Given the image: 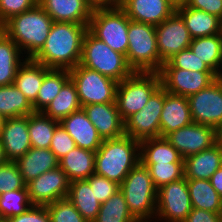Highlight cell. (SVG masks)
<instances>
[{
	"label": "cell",
	"mask_w": 222,
	"mask_h": 222,
	"mask_svg": "<svg viewBox=\"0 0 222 222\" xmlns=\"http://www.w3.org/2000/svg\"><path fill=\"white\" fill-rule=\"evenodd\" d=\"M221 166L222 145L217 142L212 147L184 159V177L210 180L213 173Z\"/></svg>",
	"instance_id": "23"
},
{
	"label": "cell",
	"mask_w": 222,
	"mask_h": 222,
	"mask_svg": "<svg viewBox=\"0 0 222 222\" xmlns=\"http://www.w3.org/2000/svg\"><path fill=\"white\" fill-rule=\"evenodd\" d=\"M5 157L8 161H16L30 148L28 133V116L6 118L0 133Z\"/></svg>",
	"instance_id": "20"
},
{
	"label": "cell",
	"mask_w": 222,
	"mask_h": 222,
	"mask_svg": "<svg viewBox=\"0 0 222 222\" xmlns=\"http://www.w3.org/2000/svg\"><path fill=\"white\" fill-rule=\"evenodd\" d=\"M189 48L218 77H222V33L192 39Z\"/></svg>",
	"instance_id": "31"
},
{
	"label": "cell",
	"mask_w": 222,
	"mask_h": 222,
	"mask_svg": "<svg viewBox=\"0 0 222 222\" xmlns=\"http://www.w3.org/2000/svg\"><path fill=\"white\" fill-rule=\"evenodd\" d=\"M59 123L74 139L76 147L96 152L102 145L103 139L99 136L93 123L88 119L83 108L71 113Z\"/></svg>",
	"instance_id": "21"
},
{
	"label": "cell",
	"mask_w": 222,
	"mask_h": 222,
	"mask_svg": "<svg viewBox=\"0 0 222 222\" xmlns=\"http://www.w3.org/2000/svg\"><path fill=\"white\" fill-rule=\"evenodd\" d=\"M190 105L187 97L173 95L164 90V104L160 116V137L191 124Z\"/></svg>",
	"instance_id": "22"
},
{
	"label": "cell",
	"mask_w": 222,
	"mask_h": 222,
	"mask_svg": "<svg viewBox=\"0 0 222 222\" xmlns=\"http://www.w3.org/2000/svg\"><path fill=\"white\" fill-rule=\"evenodd\" d=\"M25 183H29L39 175L59 167V159L50 149L31 147L16 161Z\"/></svg>",
	"instance_id": "24"
},
{
	"label": "cell",
	"mask_w": 222,
	"mask_h": 222,
	"mask_svg": "<svg viewBox=\"0 0 222 222\" xmlns=\"http://www.w3.org/2000/svg\"><path fill=\"white\" fill-rule=\"evenodd\" d=\"M67 198L87 222H93L96 219L101 203L96 199L86 180L70 182Z\"/></svg>",
	"instance_id": "30"
},
{
	"label": "cell",
	"mask_w": 222,
	"mask_h": 222,
	"mask_svg": "<svg viewBox=\"0 0 222 222\" xmlns=\"http://www.w3.org/2000/svg\"><path fill=\"white\" fill-rule=\"evenodd\" d=\"M164 104V88L160 86L146 105L125 121V135L142 141L160 137V116Z\"/></svg>",
	"instance_id": "11"
},
{
	"label": "cell",
	"mask_w": 222,
	"mask_h": 222,
	"mask_svg": "<svg viewBox=\"0 0 222 222\" xmlns=\"http://www.w3.org/2000/svg\"><path fill=\"white\" fill-rule=\"evenodd\" d=\"M70 79L68 69L50 68L44 76L37 99L32 104L35 112H43L50 102L59 94L62 86Z\"/></svg>",
	"instance_id": "34"
},
{
	"label": "cell",
	"mask_w": 222,
	"mask_h": 222,
	"mask_svg": "<svg viewBox=\"0 0 222 222\" xmlns=\"http://www.w3.org/2000/svg\"><path fill=\"white\" fill-rule=\"evenodd\" d=\"M192 121L219 130L222 126V77L188 97Z\"/></svg>",
	"instance_id": "12"
},
{
	"label": "cell",
	"mask_w": 222,
	"mask_h": 222,
	"mask_svg": "<svg viewBox=\"0 0 222 222\" xmlns=\"http://www.w3.org/2000/svg\"><path fill=\"white\" fill-rule=\"evenodd\" d=\"M192 208L213 213H222V198L211 185L210 180L187 179Z\"/></svg>",
	"instance_id": "32"
},
{
	"label": "cell",
	"mask_w": 222,
	"mask_h": 222,
	"mask_svg": "<svg viewBox=\"0 0 222 222\" xmlns=\"http://www.w3.org/2000/svg\"><path fill=\"white\" fill-rule=\"evenodd\" d=\"M31 206L27 187L0 194V218L2 221L25 213Z\"/></svg>",
	"instance_id": "38"
},
{
	"label": "cell",
	"mask_w": 222,
	"mask_h": 222,
	"mask_svg": "<svg viewBox=\"0 0 222 222\" xmlns=\"http://www.w3.org/2000/svg\"><path fill=\"white\" fill-rule=\"evenodd\" d=\"M134 219L128 209L123 193L118 190L100 205L98 215L93 222H131Z\"/></svg>",
	"instance_id": "37"
},
{
	"label": "cell",
	"mask_w": 222,
	"mask_h": 222,
	"mask_svg": "<svg viewBox=\"0 0 222 222\" xmlns=\"http://www.w3.org/2000/svg\"><path fill=\"white\" fill-rule=\"evenodd\" d=\"M165 138L185 159L187 156L204 151L216 144L218 142V130L192 122L170 132Z\"/></svg>",
	"instance_id": "15"
},
{
	"label": "cell",
	"mask_w": 222,
	"mask_h": 222,
	"mask_svg": "<svg viewBox=\"0 0 222 222\" xmlns=\"http://www.w3.org/2000/svg\"><path fill=\"white\" fill-rule=\"evenodd\" d=\"M77 88L80 105L115 102L118 82L78 64L69 70Z\"/></svg>",
	"instance_id": "9"
},
{
	"label": "cell",
	"mask_w": 222,
	"mask_h": 222,
	"mask_svg": "<svg viewBox=\"0 0 222 222\" xmlns=\"http://www.w3.org/2000/svg\"><path fill=\"white\" fill-rule=\"evenodd\" d=\"M218 142L222 145V126L218 130Z\"/></svg>",
	"instance_id": "55"
},
{
	"label": "cell",
	"mask_w": 222,
	"mask_h": 222,
	"mask_svg": "<svg viewBox=\"0 0 222 222\" xmlns=\"http://www.w3.org/2000/svg\"><path fill=\"white\" fill-rule=\"evenodd\" d=\"M211 185L222 198V166L217 169L210 178Z\"/></svg>",
	"instance_id": "49"
},
{
	"label": "cell",
	"mask_w": 222,
	"mask_h": 222,
	"mask_svg": "<svg viewBox=\"0 0 222 222\" xmlns=\"http://www.w3.org/2000/svg\"><path fill=\"white\" fill-rule=\"evenodd\" d=\"M49 69L32 58H26L19 66L13 84L24 94L31 104L36 101L45 73Z\"/></svg>",
	"instance_id": "26"
},
{
	"label": "cell",
	"mask_w": 222,
	"mask_h": 222,
	"mask_svg": "<svg viewBox=\"0 0 222 222\" xmlns=\"http://www.w3.org/2000/svg\"><path fill=\"white\" fill-rule=\"evenodd\" d=\"M187 7L205 11L222 20V0H186Z\"/></svg>",
	"instance_id": "47"
},
{
	"label": "cell",
	"mask_w": 222,
	"mask_h": 222,
	"mask_svg": "<svg viewBox=\"0 0 222 222\" xmlns=\"http://www.w3.org/2000/svg\"><path fill=\"white\" fill-rule=\"evenodd\" d=\"M169 1L177 7L183 5L186 0H169Z\"/></svg>",
	"instance_id": "53"
},
{
	"label": "cell",
	"mask_w": 222,
	"mask_h": 222,
	"mask_svg": "<svg viewBox=\"0 0 222 222\" xmlns=\"http://www.w3.org/2000/svg\"><path fill=\"white\" fill-rule=\"evenodd\" d=\"M96 152L75 147L61 159L59 167L66 173L70 182L86 180L95 172Z\"/></svg>",
	"instance_id": "27"
},
{
	"label": "cell",
	"mask_w": 222,
	"mask_h": 222,
	"mask_svg": "<svg viewBox=\"0 0 222 222\" xmlns=\"http://www.w3.org/2000/svg\"><path fill=\"white\" fill-rule=\"evenodd\" d=\"M157 49L159 52V71L164 63L176 53L189 48L192 37L182 17L175 11L170 17L155 26Z\"/></svg>",
	"instance_id": "13"
},
{
	"label": "cell",
	"mask_w": 222,
	"mask_h": 222,
	"mask_svg": "<svg viewBox=\"0 0 222 222\" xmlns=\"http://www.w3.org/2000/svg\"><path fill=\"white\" fill-rule=\"evenodd\" d=\"M89 24L53 22L42 49L32 58L48 68L68 69L80 64Z\"/></svg>",
	"instance_id": "1"
},
{
	"label": "cell",
	"mask_w": 222,
	"mask_h": 222,
	"mask_svg": "<svg viewBox=\"0 0 222 222\" xmlns=\"http://www.w3.org/2000/svg\"><path fill=\"white\" fill-rule=\"evenodd\" d=\"M161 68H180L189 71L213 72L206 63L193 54L190 48L176 53L169 61L164 63Z\"/></svg>",
	"instance_id": "41"
},
{
	"label": "cell",
	"mask_w": 222,
	"mask_h": 222,
	"mask_svg": "<svg viewBox=\"0 0 222 222\" xmlns=\"http://www.w3.org/2000/svg\"><path fill=\"white\" fill-rule=\"evenodd\" d=\"M80 65L96 70L117 82H121L133 73L123 54L112 50L89 30L83 39Z\"/></svg>",
	"instance_id": "6"
},
{
	"label": "cell",
	"mask_w": 222,
	"mask_h": 222,
	"mask_svg": "<svg viewBox=\"0 0 222 222\" xmlns=\"http://www.w3.org/2000/svg\"><path fill=\"white\" fill-rule=\"evenodd\" d=\"M59 121L51 119L42 112H34L28 115V133L31 147L50 149L53 137Z\"/></svg>",
	"instance_id": "36"
},
{
	"label": "cell",
	"mask_w": 222,
	"mask_h": 222,
	"mask_svg": "<svg viewBox=\"0 0 222 222\" xmlns=\"http://www.w3.org/2000/svg\"><path fill=\"white\" fill-rule=\"evenodd\" d=\"M6 118L0 114V133L3 129L4 123H5Z\"/></svg>",
	"instance_id": "54"
},
{
	"label": "cell",
	"mask_w": 222,
	"mask_h": 222,
	"mask_svg": "<svg viewBox=\"0 0 222 222\" xmlns=\"http://www.w3.org/2000/svg\"><path fill=\"white\" fill-rule=\"evenodd\" d=\"M82 108L103 140L125 135V122L115 102L90 104Z\"/></svg>",
	"instance_id": "17"
},
{
	"label": "cell",
	"mask_w": 222,
	"mask_h": 222,
	"mask_svg": "<svg viewBox=\"0 0 222 222\" xmlns=\"http://www.w3.org/2000/svg\"><path fill=\"white\" fill-rule=\"evenodd\" d=\"M38 0H0V26L12 16L32 9Z\"/></svg>",
	"instance_id": "44"
},
{
	"label": "cell",
	"mask_w": 222,
	"mask_h": 222,
	"mask_svg": "<svg viewBox=\"0 0 222 222\" xmlns=\"http://www.w3.org/2000/svg\"><path fill=\"white\" fill-rule=\"evenodd\" d=\"M86 181L90 184L96 199L102 204L107 201L112 195L120 190V185L110 181L104 176L97 174L90 175Z\"/></svg>",
	"instance_id": "43"
},
{
	"label": "cell",
	"mask_w": 222,
	"mask_h": 222,
	"mask_svg": "<svg viewBox=\"0 0 222 222\" xmlns=\"http://www.w3.org/2000/svg\"><path fill=\"white\" fill-rule=\"evenodd\" d=\"M119 7L132 21L159 25L175 11L169 0H124Z\"/></svg>",
	"instance_id": "18"
},
{
	"label": "cell",
	"mask_w": 222,
	"mask_h": 222,
	"mask_svg": "<svg viewBox=\"0 0 222 222\" xmlns=\"http://www.w3.org/2000/svg\"><path fill=\"white\" fill-rule=\"evenodd\" d=\"M30 101L14 85L0 86V114L5 118L28 116L34 113Z\"/></svg>",
	"instance_id": "35"
},
{
	"label": "cell",
	"mask_w": 222,
	"mask_h": 222,
	"mask_svg": "<svg viewBox=\"0 0 222 222\" xmlns=\"http://www.w3.org/2000/svg\"><path fill=\"white\" fill-rule=\"evenodd\" d=\"M126 61L133 72H159L155 26L130 20Z\"/></svg>",
	"instance_id": "7"
},
{
	"label": "cell",
	"mask_w": 222,
	"mask_h": 222,
	"mask_svg": "<svg viewBox=\"0 0 222 222\" xmlns=\"http://www.w3.org/2000/svg\"><path fill=\"white\" fill-rule=\"evenodd\" d=\"M76 147L74 139L68 132L59 124L53 134L50 144V150L58 159H61L72 149Z\"/></svg>",
	"instance_id": "45"
},
{
	"label": "cell",
	"mask_w": 222,
	"mask_h": 222,
	"mask_svg": "<svg viewBox=\"0 0 222 222\" xmlns=\"http://www.w3.org/2000/svg\"><path fill=\"white\" fill-rule=\"evenodd\" d=\"M161 86L167 93L189 97L207 88L218 76L214 72L189 71L180 68H161Z\"/></svg>",
	"instance_id": "14"
},
{
	"label": "cell",
	"mask_w": 222,
	"mask_h": 222,
	"mask_svg": "<svg viewBox=\"0 0 222 222\" xmlns=\"http://www.w3.org/2000/svg\"><path fill=\"white\" fill-rule=\"evenodd\" d=\"M94 5L97 6V0H92Z\"/></svg>",
	"instance_id": "56"
},
{
	"label": "cell",
	"mask_w": 222,
	"mask_h": 222,
	"mask_svg": "<svg viewBox=\"0 0 222 222\" xmlns=\"http://www.w3.org/2000/svg\"><path fill=\"white\" fill-rule=\"evenodd\" d=\"M148 168L154 187H160L184 178V163H142Z\"/></svg>",
	"instance_id": "39"
},
{
	"label": "cell",
	"mask_w": 222,
	"mask_h": 222,
	"mask_svg": "<svg viewBox=\"0 0 222 222\" xmlns=\"http://www.w3.org/2000/svg\"><path fill=\"white\" fill-rule=\"evenodd\" d=\"M139 162L140 141L128 135L107 139L96 151L94 173L121 185Z\"/></svg>",
	"instance_id": "3"
},
{
	"label": "cell",
	"mask_w": 222,
	"mask_h": 222,
	"mask_svg": "<svg viewBox=\"0 0 222 222\" xmlns=\"http://www.w3.org/2000/svg\"><path fill=\"white\" fill-rule=\"evenodd\" d=\"M22 57L18 45L0 29V86L13 84L19 66L26 60Z\"/></svg>",
	"instance_id": "28"
},
{
	"label": "cell",
	"mask_w": 222,
	"mask_h": 222,
	"mask_svg": "<svg viewBox=\"0 0 222 222\" xmlns=\"http://www.w3.org/2000/svg\"><path fill=\"white\" fill-rule=\"evenodd\" d=\"M38 4L53 22L89 24L94 3L92 0H38Z\"/></svg>",
	"instance_id": "19"
},
{
	"label": "cell",
	"mask_w": 222,
	"mask_h": 222,
	"mask_svg": "<svg viewBox=\"0 0 222 222\" xmlns=\"http://www.w3.org/2000/svg\"><path fill=\"white\" fill-rule=\"evenodd\" d=\"M183 222H222L221 214L192 208Z\"/></svg>",
	"instance_id": "48"
},
{
	"label": "cell",
	"mask_w": 222,
	"mask_h": 222,
	"mask_svg": "<svg viewBox=\"0 0 222 222\" xmlns=\"http://www.w3.org/2000/svg\"><path fill=\"white\" fill-rule=\"evenodd\" d=\"M128 209L134 218H155L157 189L150 172L139 162L124 178L120 185Z\"/></svg>",
	"instance_id": "4"
},
{
	"label": "cell",
	"mask_w": 222,
	"mask_h": 222,
	"mask_svg": "<svg viewBox=\"0 0 222 222\" xmlns=\"http://www.w3.org/2000/svg\"><path fill=\"white\" fill-rule=\"evenodd\" d=\"M160 86L158 72H133L118 82L115 103L123 121L139 112Z\"/></svg>",
	"instance_id": "8"
},
{
	"label": "cell",
	"mask_w": 222,
	"mask_h": 222,
	"mask_svg": "<svg viewBox=\"0 0 222 222\" xmlns=\"http://www.w3.org/2000/svg\"><path fill=\"white\" fill-rule=\"evenodd\" d=\"M191 211L192 204L185 177L157 189L155 222H183Z\"/></svg>",
	"instance_id": "10"
},
{
	"label": "cell",
	"mask_w": 222,
	"mask_h": 222,
	"mask_svg": "<svg viewBox=\"0 0 222 222\" xmlns=\"http://www.w3.org/2000/svg\"><path fill=\"white\" fill-rule=\"evenodd\" d=\"M7 161L8 160L5 157L4 150H3V145L0 142V165L6 163Z\"/></svg>",
	"instance_id": "51"
},
{
	"label": "cell",
	"mask_w": 222,
	"mask_h": 222,
	"mask_svg": "<svg viewBox=\"0 0 222 222\" xmlns=\"http://www.w3.org/2000/svg\"><path fill=\"white\" fill-rule=\"evenodd\" d=\"M176 12L184 20L192 39L222 33V20L215 15L187 7L185 4L177 6Z\"/></svg>",
	"instance_id": "25"
},
{
	"label": "cell",
	"mask_w": 222,
	"mask_h": 222,
	"mask_svg": "<svg viewBox=\"0 0 222 222\" xmlns=\"http://www.w3.org/2000/svg\"><path fill=\"white\" fill-rule=\"evenodd\" d=\"M130 19L119 6H94L88 30L112 50L126 57Z\"/></svg>",
	"instance_id": "5"
},
{
	"label": "cell",
	"mask_w": 222,
	"mask_h": 222,
	"mask_svg": "<svg viewBox=\"0 0 222 222\" xmlns=\"http://www.w3.org/2000/svg\"><path fill=\"white\" fill-rule=\"evenodd\" d=\"M24 187H26V183L15 161H7L0 165V194Z\"/></svg>",
	"instance_id": "42"
},
{
	"label": "cell",
	"mask_w": 222,
	"mask_h": 222,
	"mask_svg": "<svg viewBox=\"0 0 222 222\" xmlns=\"http://www.w3.org/2000/svg\"><path fill=\"white\" fill-rule=\"evenodd\" d=\"M81 108L76 85L70 78L42 113L60 122L63 118Z\"/></svg>",
	"instance_id": "33"
},
{
	"label": "cell",
	"mask_w": 222,
	"mask_h": 222,
	"mask_svg": "<svg viewBox=\"0 0 222 222\" xmlns=\"http://www.w3.org/2000/svg\"><path fill=\"white\" fill-rule=\"evenodd\" d=\"M52 23L51 17L37 4L12 16L1 26V30L18 45L25 58H33L44 46Z\"/></svg>",
	"instance_id": "2"
},
{
	"label": "cell",
	"mask_w": 222,
	"mask_h": 222,
	"mask_svg": "<svg viewBox=\"0 0 222 222\" xmlns=\"http://www.w3.org/2000/svg\"><path fill=\"white\" fill-rule=\"evenodd\" d=\"M50 222H87L68 198L46 205Z\"/></svg>",
	"instance_id": "40"
},
{
	"label": "cell",
	"mask_w": 222,
	"mask_h": 222,
	"mask_svg": "<svg viewBox=\"0 0 222 222\" xmlns=\"http://www.w3.org/2000/svg\"><path fill=\"white\" fill-rule=\"evenodd\" d=\"M141 163H184V158L165 137L140 141Z\"/></svg>",
	"instance_id": "29"
},
{
	"label": "cell",
	"mask_w": 222,
	"mask_h": 222,
	"mask_svg": "<svg viewBox=\"0 0 222 222\" xmlns=\"http://www.w3.org/2000/svg\"><path fill=\"white\" fill-rule=\"evenodd\" d=\"M124 0H97V6H119Z\"/></svg>",
	"instance_id": "50"
},
{
	"label": "cell",
	"mask_w": 222,
	"mask_h": 222,
	"mask_svg": "<svg viewBox=\"0 0 222 222\" xmlns=\"http://www.w3.org/2000/svg\"><path fill=\"white\" fill-rule=\"evenodd\" d=\"M5 222H50L46 206L32 205L25 213L8 218Z\"/></svg>",
	"instance_id": "46"
},
{
	"label": "cell",
	"mask_w": 222,
	"mask_h": 222,
	"mask_svg": "<svg viewBox=\"0 0 222 222\" xmlns=\"http://www.w3.org/2000/svg\"><path fill=\"white\" fill-rule=\"evenodd\" d=\"M32 205L46 206L67 198L70 181L60 168L47 171L26 184Z\"/></svg>",
	"instance_id": "16"
},
{
	"label": "cell",
	"mask_w": 222,
	"mask_h": 222,
	"mask_svg": "<svg viewBox=\"0 0 222 222\" xmlns=\"http://www.w3.org/2000/svg\"><path fill=\"white\" fill-rule=\"evenodd\" d=\"M155 218H153V220L151 218H135L133 221L131 222H151V221H154Z\"/></svg>",
	"instance_id": "52"
}]
</instances>
